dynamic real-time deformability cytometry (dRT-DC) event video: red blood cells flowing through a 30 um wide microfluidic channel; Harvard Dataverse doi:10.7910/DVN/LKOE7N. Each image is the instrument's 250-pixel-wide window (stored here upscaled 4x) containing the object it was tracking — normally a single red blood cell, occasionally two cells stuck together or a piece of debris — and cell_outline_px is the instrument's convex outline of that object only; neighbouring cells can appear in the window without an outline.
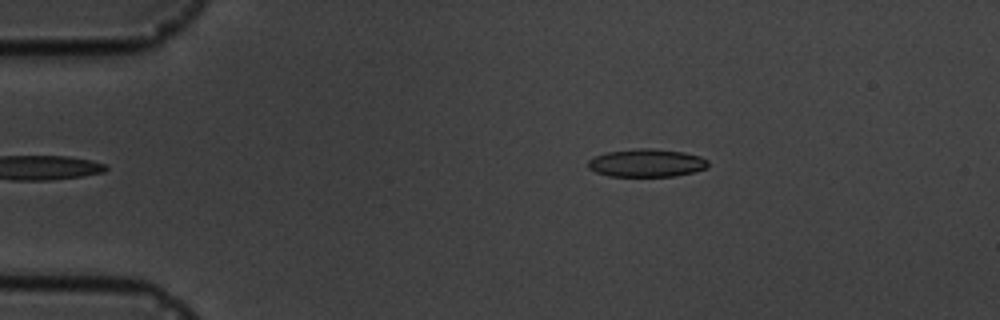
{"species": "common noctule bat (a hibernating species)", "species_latin": "Nyctalus noctula", "temperature_condition": "cold", "stored_images_in_passage": 2, "camera_frame_rate_fps": 3000, "um_per_image_px": 0.085, "animal": {"sex": "male", "body_mass_g": 19.5, "forearm_length_mm": 54.6}, "frame": {"image": 1, "passage_image": 2, "time_ms": 1.0, "image_size_px": [1000, 320], "cell_outline_px": [[708, 168], [676, 176], [608, 176], [596, 172], [588, 168], [588, 160], [596, 156], [608, 152], [636, 148], [652, 148], [684, 152], [700, 156], [708, 160]], "centroid_in_image_um": [54.98, 13.85], "position_along_channel_um": 30.0, "area_um2": 19.59}}